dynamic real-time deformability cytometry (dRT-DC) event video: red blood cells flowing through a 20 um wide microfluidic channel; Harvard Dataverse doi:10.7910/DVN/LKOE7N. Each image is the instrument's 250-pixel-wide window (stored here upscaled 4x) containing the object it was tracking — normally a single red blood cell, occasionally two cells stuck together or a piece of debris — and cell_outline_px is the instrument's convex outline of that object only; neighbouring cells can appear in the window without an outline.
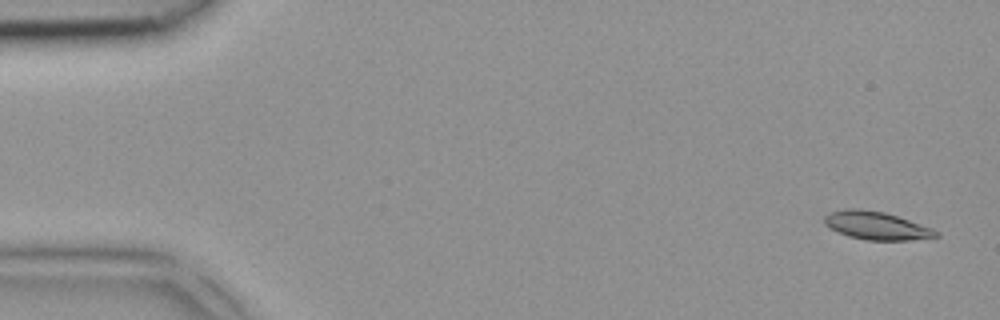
{"species": "common noctule bat (a hibernating species)", "species_latin": "Nyctalus noctula", "temperature_condition": "room temperature", "stored_images_in_passage": 5, "segment_of_instrument_passage": [2, 2], "camera_frame_rate_fps": 3000, "um_per_image_px": 0.085, "animal": {"sex": "female", "body_mass_g": 18.4}, "frame": {"image": 1, "passage_image": 5, "time_ms": 1.333, "image_size_px": [1000, 320], "cell_outline_px": [[940, 236], [908, 240], [868, 240], [848, 236], [828, 228], [824, 224], [824, 216], [832, 212], [848, 208], [852, 208], [884, 212], [932, 228], [940, 232]], "centroid_in_image_um": [74.48, 19.18], "position_along_channel_um": 10.5, "area_um2": 18.03}}